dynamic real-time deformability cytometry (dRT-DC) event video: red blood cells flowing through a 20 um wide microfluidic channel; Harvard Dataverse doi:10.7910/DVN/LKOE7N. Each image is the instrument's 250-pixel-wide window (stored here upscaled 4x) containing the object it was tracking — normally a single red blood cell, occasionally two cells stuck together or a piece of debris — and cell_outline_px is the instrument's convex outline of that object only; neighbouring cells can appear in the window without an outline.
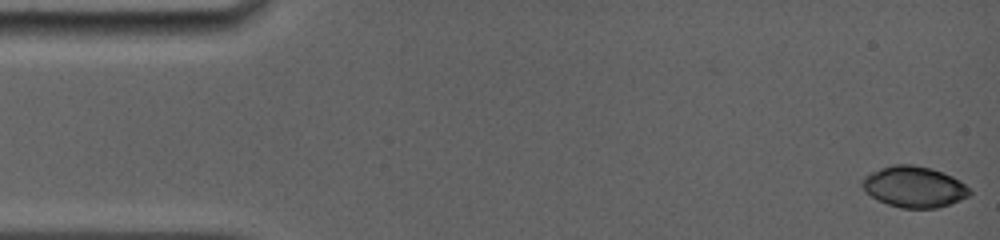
{"species": "common noctule bat (a hibernating species)", "species_latin": "Nyctalus noctula", "temperature_condition": "room temperature", "stored_images_in_passage": 27, "camera_frame_rate_fps": 5000, "um_per_image_px": 0.085, "animal": {"sex": "female", "body_mass_g": 19.0, "forearm_length_mm": 56.7}, "frame": {"image": 1, "passage_image": 1, "time_ms": 0.0, "image_size_px": [1000, 240], "cell_outline_px": [[972, 192], [968, 196], [960, 200], [936, 208], [900, 208], [888, 204], [864, 192], [860, 184], [860, 180], [864, 176], [880, 168], [892, 164], [912, 164], [932, 168], [944, 172], [960, 180]], "centroid_in_image_um": [77.67, 15.86], "position_along_channel_um": 7.3, "area_um2": 25.84}}
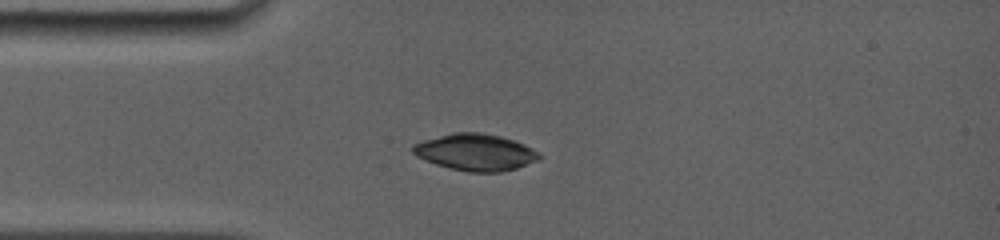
{"frame": {"image": 2, "passage_image": 27, "time_ms": 3.8, "image_size_px": [1000, 240], "cell_outline_px": [[540, 160], [516, 168], [500, 172], [468, 172], [436, 164], [416, 156], [412, 152], [412, 144], [424, 140], [452, 132], [480, 132], [500, 136], [524, 144], [540, 152]], "centroid_in_image_um": [40.42, 12.93], "position_along_channel_um": 44.6, "area_um2": 26.99}}